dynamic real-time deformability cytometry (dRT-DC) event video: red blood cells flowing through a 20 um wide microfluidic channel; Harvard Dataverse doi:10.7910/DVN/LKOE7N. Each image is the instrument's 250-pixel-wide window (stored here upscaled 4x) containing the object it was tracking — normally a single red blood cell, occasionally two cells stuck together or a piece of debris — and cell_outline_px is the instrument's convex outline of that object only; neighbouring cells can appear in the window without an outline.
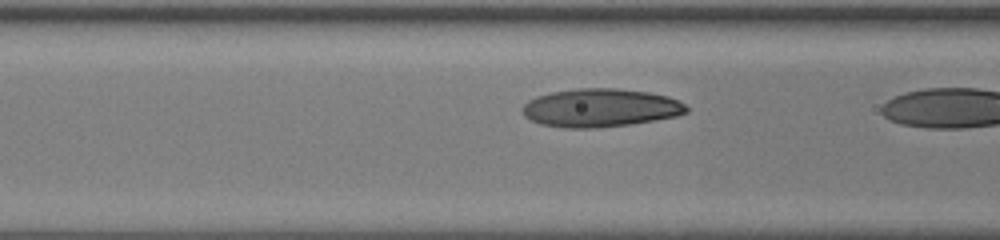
{"species": "human", "species_latin": "Homo sapiens", "temperature_condition": "room temperature", "stored_images_in_passage": 12, "camera_frame_rate_fps": 3000, "um_per_image_px": 0.085, "donor": {"sex": "female"}, "frame": {"image": 1, "passage_image": 11, "time_ms": 3.333, "image_size_px": [1000, 240], "cell_outline_px": [[688, 112], [676, 116], [628, 124], [596, 128], [564, 128], [540, 124], [524, 116], [520, 112], [520, 108], [528, 100], [536, 96], [552, 92], [576, 88], [616, 88], [648, 92], [668, 96], [684, 104], [688, 108]], "centroid_in_image_um": [50.97, 9.16], "position_along_channel_um": 115.6, "area_um2": 36.65}}